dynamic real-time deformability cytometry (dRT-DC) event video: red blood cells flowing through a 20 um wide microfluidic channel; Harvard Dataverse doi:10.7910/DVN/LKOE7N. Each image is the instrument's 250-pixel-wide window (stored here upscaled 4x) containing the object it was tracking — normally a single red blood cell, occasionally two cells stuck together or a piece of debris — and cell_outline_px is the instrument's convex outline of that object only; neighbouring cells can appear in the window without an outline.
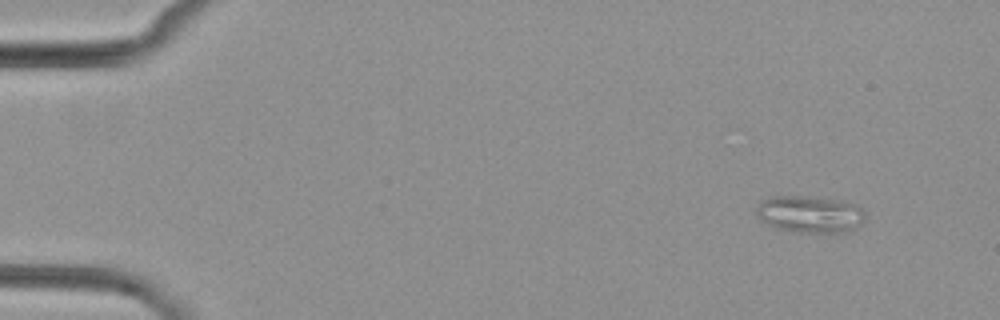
{"species": "common noctule bat (a hibernating species)", "species_latin": "Nyctalus noctula", "temperature_condition": "cold", "stored_images_in_passage": 5, "camera_frame_rate_fps": 3000, "um_per_image_px": 0.085, "animal": {"sex": "female", "body_mass_g": 29.2, "forearm_length_mm": 56.3}, "frame": {"image": 1, "passage_image": 1, "time_ms": 0.0, "image_size_px": [1000, 320], "cell_outline_px": [[864, 220], [856, 228], [844, 232], [796, 232], [776, 228], [760, 220], [756, 216], [756, 208], [760, 200], [772, 196], [800, 196], [840, 200], [856, 204], [864, 212]], "centroid_in_image_um": [68.8, 18.2], "position_along_channel_um": 16.2, "area_um2": 23.47}}
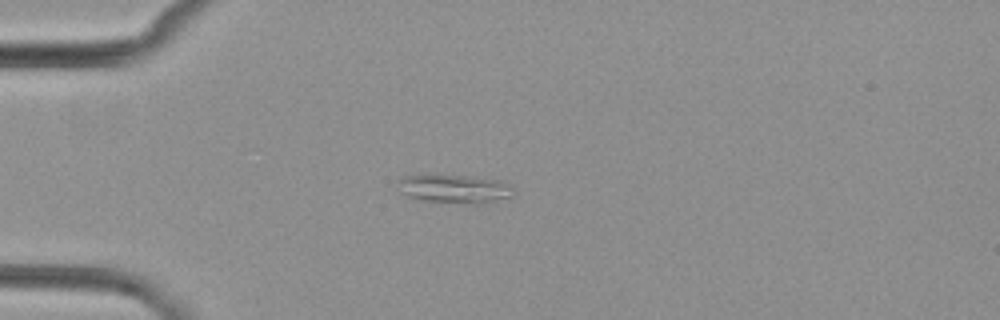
{"frame": {"image": 2, "passage_image": 3, "time_ms": 3.333, "image_size_px": [1000, 320], "cell_outline_px": [[512, 196], [476, 204], [468, 204], [424, 200], [408, 196], [400, 192], [396, 184], [396, 180], [404, 176], [472, 176], [500, 180], [512, 188]], "centroid_in_image_um": [38.58, 16.05], "position_along_channel_um": 46.4, "area_um2": 18.84}}
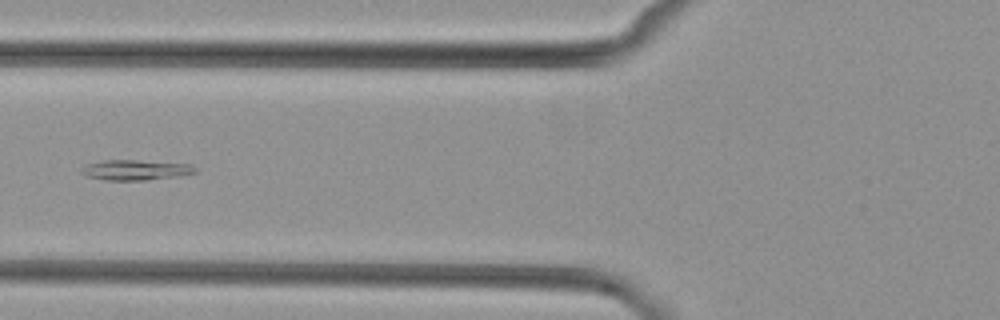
{"frame": {"image": 3, "passage_image": 5, "time_ms": 5.667, "image_size_px": [1000, 320], "cell_outline_px": [[196, 172], [176, 176], [148, 180], [108, 180], [88, 176], [80, 172], [80, 168], [84, 164], [104, 160], [136, 160], [192, 164], [196, 168]], "centroid_in_image_um": [11.49, 14.43], "position_along_channel_um": 114.3, "area_um2": 13.41}}